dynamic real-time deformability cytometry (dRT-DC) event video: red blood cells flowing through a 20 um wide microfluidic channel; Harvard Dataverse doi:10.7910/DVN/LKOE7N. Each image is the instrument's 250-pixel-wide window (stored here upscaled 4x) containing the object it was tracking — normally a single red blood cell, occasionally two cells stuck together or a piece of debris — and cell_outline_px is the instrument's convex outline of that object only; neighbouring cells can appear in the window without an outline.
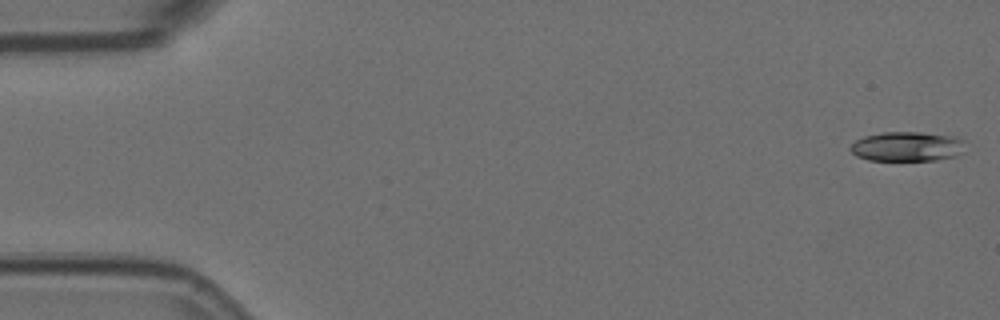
{"species": "Egyptian fruit bat (a non-hibernating species)", "species_latin": "Rousettus aegyptiacus", "temperature_condition": "room temperature", "stored_images_in_passage": 56, "camera_frame_rate_fps": 3000, "um_per_image_px": 0.085, "animal": {"sex": "female"}, "frame": {"image": 1, "passage_image": 1, "time_ms": 0.0, "image_size_px": [1000, 320], "cell_outline_px": [[964, 140], [956, 156], [936, 160], [868, 160], [856, 156], [848, 148], [856, 140], [864, 136], [884, 132], [920, 132], [952, 136]], "centroid_in_image_um": [77.02, 12.45], "position_along_channel_um": 8.0, "area_um2": 19.54}}
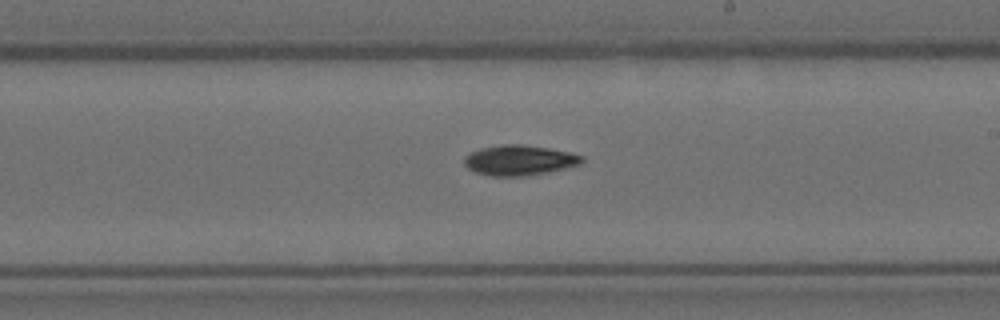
{"frame": {"image": 2, "passage_image": 32, "time_ms": 10.333, "image_size_px": [1000, 320], "cell_outline_px": [[584, 160], [580, 164], [548, 172], [524, 176], [492, 176], [476, 172], [468, 168], [464, 164], [464, 156], [480, 148], [504, 144], [520, 144], [548, 148], [568, 152], [584, 156]], "centroid_in_image_um": [44.13, 13.62], "position_along_channel_um": 244.9, "area_um2": 20.58}}
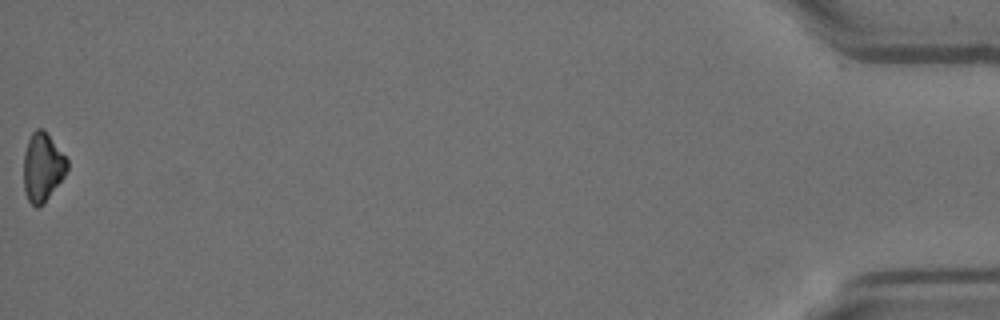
{"frame": {"image": 3, "passage_image": 56, "time_ms": 18.333, "image_size_px": [1000, 320], "cell_outline_px": [[68, 168], [64, 176], [48, 196], [36, 208], [28, 200], [24, 192], [24, 152], [28, 140], [32, 132], [36, 128], [44, 128], [68, 160]], "centroid_in_image_um": [3.6, 14.15], "position_along_channel_um": 431.6, "area_um2": 17.17}, "authors_computed_cell_mechanics": {"area_um2": 19.7676, "velocity_mm_per_s": 3.6046, "shape_relaxation_time_tau1_ms": 7.6026, "shape_relaxation_time_tau2_ms": null, "deformation_change_tau1": 0.1581, "deformation_change_tau2": null}}